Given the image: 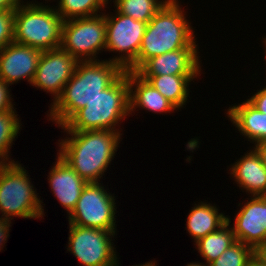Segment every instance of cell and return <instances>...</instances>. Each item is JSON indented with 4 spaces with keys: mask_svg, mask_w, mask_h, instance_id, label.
Returning <instances> with one entry per match:
<instances>
[{
    "mask_svg": "<svg viewBox=\"0 0 266 266\" xmlns=\"http://www.w3.org/2000/svg\"><path fill=\"white\" fill-rule=\"evenodd\" d=\"M124 70L109 60L79 61L61 96L51 103L49 120L63 126L79 109L108 88Z\"/></svg>",
    "mask_w": 266,
    "mask_h": 266,
    "instance_id": "cell-1",
    "label": "cell"
},
{
    "mask_svg": "<svg viewBox=\"0 0 266 266\" xmlns=\"http://www.w3.org/2000/svg\"><path fill=\"white\" fill-rule=\"evenodd\" d=\"M65 132L71 137L61 139L57 154L88 183L100 182L99 179L115 158L122 134L112 130Z\"/></svg>",
    "mask_w": 266,
    "mask_h": 266,
    "instance_id": "cell-2",
    "label": "cell"
},
{
    "mask_svg": "<svg viewBox=\"0 0 266 266\" xmlns=\"http://www.w3.org/2000/svg\"><path fill=\"white\" fill-rule=\"evenodd\" d=\"M178 0H169L148 22L137 57V69L148 59L179 49H199Z\"/></svg>",
    "mask_w": 266,
    "mask_h": 266,
    "instance_id": "cell-3",
    "label": "cell"
},
{
    "mask_svg": "<svg viewBox=\"0 0 266 266\" xmlns=\"http://www.w3.org/2000/svg\"><path fill=\"white\" fill-rule=\"evenodd\" d=\"M128 70L108 88L79 109L63 126L64 131L117 130L116 125L130 114Z\"/></svg>",
    "mask_w": 266,
    "mask_h": 266,
    "instance_id": "cell-4",
    "label": "cell"
},
{
    "mask_svg": "<svg viewBox=\"0 0 266 266\" xmlns=\"http://www.w3.org/2000/svg\"><path fill=\"white\" fill-rule=\"evenodd\" d=\"M42 4L27 1L14 10V42L48 51L61 46L64 20L54 7Z\"/></svg>",
    "mask_w": 266,
    "mask_h": 266,
    "instance_id": "cell-5",
    "label": "cell"
},
{
    "mask_svg": "<svg viewBox=\"0 0 266 266\" xmlns=\"http://www.w3.org/2000/svg\"><path fill=\"white\" fill-rule=\"evenodd\" d=\"M26 171L18 162L0 164V214L4 219H38L45 214Z\"/></svg>",
    "mask_w": 266,
    "mask_h": 266,
    "instance_id": "cell-6",
    "label": "cell"
},
{
    "mask_svg": "<svg viewBox=\"0 0 266 266\" xmlns=\"http://www.w3.org/2000/svg\"><path fill=\"white\" fill-rule=\"evenodd\" d=\"M60 47L78 61H99L96 54L106 48L105 14L63 21Z\"/></svg>",
    "mask_w": 266,
    "mask_h": 266,
    "instance_id": "cell-7",
    "label": "cell"
},
{
    "mask_svg": "<svg viewBox=\"0 0 266 266\" xmlns=\"http://www.w3.org/2000/svg\"><path fill=\"white\" fill-rule=\"evenodd\" d=\"M114 16L106 14V48L104 51L119 52L109 61L117 63L124 71L137 70V57L148 23L115 11ZM123 53V54H122Z\"/></svg>",
    "mask_w": 266,
    "mask_h": 266,
    "instance_id": "cell-8",
    "label": "cell"
},
{
    "mask_svg": "<svg viewBox=\"0 0 266 266\" xmlns=\"http://www.w3.org/2000/svg\"><path fill=\"white\" fill-rule=\"evenodd\" d=\"M104 188L100 182L86 184L68 216L69 224L116 232L115 196Z\"/></svg>",
    "mask_w": 266,
    "mask_h": 266,
    "instance_id": "cell-9",
    "label": "cell"
},
{
    "mask_svg": "<svg viewBox=\"0 0 266 266\" xmlns=\"http://www.w3.org/2000/svg\"><path fill=\"white\" fill-rule=\"evenodd\" d=\"M116 232L69 224L67 250L83 266H114L118 261L112 237Z\"/></svg>",
    "mask_w": 266,
    "mask_h": 266,
    "instance_id": "cell-10",
    "label": "cell"
},
{
    "mask_svg": "<svg viewBox=\"0 0 266 266\" xmlns=\"http://www.w3.org/2000/svg\"><path fill=\"white\" fill-rule=\"evenodd\" d=\"M79 61L61 47L42 51L38 67L30 85L40 88L54 97L61 96L67 81L73 76Z\"/></svg>",
    "mask_w": 266,
    "mask_h": 266,
    "instance_id": "cell-11",
    "label": "cell"
},
{
    "mask_svg": "<svg viewBox=\"0 0 266 266\" xmlns=\"http://www.w3.org/2000/svg\"><path fill=\"white\" fill-rule=\"evenodd\" d=\"M42 51L11 42L0 51V79L14 84L21 79L32 83Z\"/></svg>",
    "mask_w": 266,
    "mask_h": 266,
    "instance_id": "cell-12",
    "label": "cell"
},
{
    "mask_svg": "<svg viewBox=\"0 0 266 266\" xmlns=\"http://www.w3.org/2000/svg\"><path fill=\"white\" fill-rule=\"evenodd\" d=\"M232 227L236 241L254 250L266 241V202L261 196H252L241 206Z\"/></svg>",
    "mask_w": 266,
    "mask_h": 266,
    "instance_id": "cell-13",
    "label": "cell"
},
{
    "mask_svg": "<svg viewBox=\"0 0 266 266\" xmlns=\"http://www.w3.org/2000/svg\"><path fill=\"white\" fill-rule=\"evenodd\" d=\"M198 49H179L146 60L135 72L139 76L201 75Z\"/></svg>",
    "mask_w": 266,
    "mask_h": 266,
    "instance_id": "cell-14",
    "label": "cell"
},
{
    "mask_svg": "<svg viewBox=\"0 0 266 266\" xmlns=\"http://www.w3.org/2000/svg\"><path fill=\"white\" fill-rule=\"evenodd\" d=\"M56 160L49 172V186L53 195L70 215L88 182L80 177L58 154Z\"/></svg>",
    "mask_w": 266,
    "mask_h": 266,
    "instance_id": "cell-15",
    "label": "cell"
},
{
    "mask_svg": "<svg viewBox=\"0 0 266 266\" xmlns=\"http://www.w3.org/2000/svg\"><path fill=\"white\" fill-rule=\"evenodd\" d=\"M128 82L130 114L136 110L135 108L152 111V113H170L177 110L152 84L135 71H128Z\"/></svg>",
    "mask_w": 266,
    "mask_h": 266,
    "instance_id": "cell-16",
    "label": "cell"
},
{
    "mask_svg": "<svg viewBox=\"0 0 266 266\" xmlns=\"http://www.w3.org/2000/svg\"><path fill=\"white\" fill-rule=\"evenodd\" d=\"M229 170L239 188L252 196H261L266 190V167L254 149L238 159Z\"/></svg>",
    "mask_w": 266,
    "mask_h": 266,
    "instance_id": "cell-17",
    "label": "cell"
},
{
    "mask_svg": "<svg viewBox=\"0 0 266 266\" xmlns=\"http://www.w3.org/2000/svg\"><path fill=\"white\" fill-rule=\"evenodd\" d=\"M227 115L248 141L255 142L253 144L266 141V113L258 111L247 100L229 107Z\"/></svg>",
    "mask_w": 266,
    "mask_h": 266,
    "instance_id": "cell-18",
    "label": "cell"
},
{
    "mask_svg": "<svg viewBox=\"0 0 266 266\" xmlns=\"http://www.w3.org/2000/svg\"><path fill=\"white\" fill-rule=\"evenodd\" d=\"M223 213H218V208L210 203H195L187 216L186 229L197 242L200 238L218 230L227 222Z\"/></svg>",
    "mask_w": 266,
    "mask_h": 266,
    "instance_id": "cell-19",
    "label": "cell"
},
{
    "mask_svg": "<svg viewBox=\"0 0 266 266\" xmlns=\"http://www.w3.org/2000/svg\"><path fill=\"white\" fill-rule=\"evenodd\" d=\"M154 86L177 109L186 105L190 82L198 75H154L141 76Z\"/></svg>",
    "mask_w": 266,
    "mask_h": 266,
    "instance_id": "cell-20",
    "label": "cell"
},
{
    "mask_svg": "<svg viewBox=\"0 0 266 266\" xmlns=\"http://www.w3.org/2000/svg\"><path fill=\"white\" fill-rule=\"evenodd\" d=\"M230 223L231 219L227 217V222L218 230L195 242V247L201 257L206 260V265L217 259L224 251L227 250V248L236 242Z\"/></svg>",
    "mask_w": 266,
    "mask_h": 266,
    "instance_id": "cell-21",
    "label": "cell"
},
{
    "mask_svg": "<svg viewBox=\"0 0 266 266\" xmlns=\"http://www.w3.org/2000/svg\"><path fill=\"white\" fill-rule=\"evenodd\" d=\"M168 1L169 0H113L116 11L134 20L145 23H148Z\"/></svg>",
    "mask_w": 266,
    "mask_h": 266,
    "instance_id": "cell-22",
    "label": "cell"
},
{
    "mask_svg": "<svg viewBox=\"0 0 266 266\" xmlns=\"http://www.w3.org/2000/svg\"><path fill=\"white\" fill-rule=\"evenodd\" d=\"M109 0H60L56 12L66 21L75 18L91 17L106 6ZM99 11V12H98Z\"/></svg>",
    "mask_w": 266,
    "mask_h": 266,
    "instance_id": "cell-23",
    "label": "cell"
},
{
    "mask_svg": "<svg viewBox=\"0 0 266 266\" xmlns=\"http://www.w3.org/2000/svg\"><path fill=\"white\" fill-rule=\"evenodd\" d=\"M17 116L16 111L0 112V164L15 162L8 153L22 125Z\"/></svg>",
    "mask_w": 266,
    "mask_h": 266,
    "instance_id": "cell-24",
    "label": "cell"
},
{
    "mask_svg": "<svg viewBox=\"0 0 266 266\" xmlns=\"http://www.w3.org/2000/svg\"><path fill=\"white\" fill-rule=\"evenodd\" d=\"M254 256V249L240 241L227 248L207 266H246Z\"/></svg>",
    "mask_w": 266,
    "mask_h": 266,
    "instance_id": "cell-25",
    "label": "cell"
},
{
    "mask_svg": "<svg viewBox=\"0 0 266 266\" xmlns=\"http://www.w3.org/2000/svg\"><path fill=\"white\" fill-rule=\"evenodd\" d=\"M14 10L0 11V51L14 41Z\"/></svg>",
    "mask_w": 266,
    "mask_h": 266,
    "instance_id": "cell-26",
    "label": "cell"
},
{
    "mask_svg": "<svg viewBox=\"0 0 266 266\" xmlns=\"http://www.w3.org/2000/svg\"><path fill=\"white\" fill-rule=\"evenodd\" d=\"M9 84L0 79V112L3 111H15V104L12 103V98L10 97V89H8Z\"/></svg>",
    "mask_w": 266,
    "mask_h": 266,
    "instance_id": "cell-27",
    "label": "cell"
},
{
    "mask_svg": "<svg viewBox=\"0 0 266 266\" xmlns=\"http://www.w3.org/2000/svg\"><path fill=\"white\" fill-rule=\"evenodd\" d=\"M247 101L258 111L266 113V87L258 90L251 98L247 99Z\"/></svg>",
    "mask_w": 266,
    "mask_h": 266,
    "instance_id": "cell-28",
    "label": "cell"
},
{
    "mask_svg": "<svg viewBox=\"0 0 266 266\" xmlns=\"http://www.w3.org/2000/svg\"><path fill=\"white\" fill-rule=\"evenodd\" d=\"M10 224L11 220L4 219L0 216V251L3 249V245L6 243L5 241H7V238L9 237Z\"/></svg>",
    "mask_w": 266,
    "mask_h": 266,
    "instance_id": "cell-29",
    "label": "cell"
},
{
    "mask_svg": "<svg viewBox=\"0 0 266 266\" xmlns=\"http://www.w3.org/2000/svg\"><path fill=\"white\" fill-rule=\"evenodd\" d=\"M21 3V0H0V11L15 10Z\"/></svg>",
    "mask_w": 266,
    "mask_h": 266,
    "instance_id": "cell-30",
    "label": "cell"
},
{
    "mask_svg": "<svg viewBox=\"0 0 266 266\" xmlns=\"http://www.w3.org/2000/svg\"><path fill=\"white\" fill-rule=\"evenodd\" d=\"M254 146H255L254 150L259 155L262 163L266 167V141L265 142H261V143H257Z\"/></svg>",
    "mask_w": 266,
    "mask_h": 266,
    "instance_id": "cell-31",
    "label": "cell"
},
{
    "mask_svg": "<svg viewBox=\"0 0 266 266\" xmlns=\"http://www.w3.org/2000/svg\"><path fill=\"white\" fill-rule=\"evenodd\" d=\"M254 256H256L263 264L266 265V241L260 244L254 250Z\"/></svg>",
    "mask_w": 266,
    "mask_h": 266,
    "instance_id": "cell-32",
    "label": "cell"
},
{
    "mask_svg": "<svg viewBox=\"0 0 266 266\" xmlns=\"http://www.w3.org/2000/svg\"><path fill=\"white\" fill-rule=\"evenodd\" d=\"M246 266H266L263 264L256 256H253V258L248 262Z\"/></svg>",
    "mask_w": 266,
    "mask_h": 266,
    "instance_id": "cell-33",
    "label": "cell"
},
{
    "mask_svg": "<svg viewBox=\"0 0 266 266\" xmlns=\"http://www.w3.org/2000/svg\"><path fill=\"white\" fill-rule=\"evenodd\" d=\"M155 263H157L156 261H150V262H147V263H144V264H139V265H134V266H155ZM114 266H119V263L118 261L116 262V264Z\"/></svg>",
    "mask_w": 266,
    "mask_h": 266,
    "instance_id": "cell-34",
    "label": "cell"
},
{
    "mask_svg": "<svg viewBox=\"0 0 266 266\" xmlns=\"http://www.w3.org/2000/svg\"><path fill=\"white\" fill-rule=\"evenodd\" d=\"M186 266H207L206 264H203V263H200V262H192V263H189L187 264Z\"/></svg>",
    "mask_w": 266,
    "mask_h": 266,
    "instance_id": "cell-35",
    "label": "cell"
},
{
    "mask_svg": "<svg viewBox=\"0 0 266 266\" xmlns=\"http://www.w3.org/2000/svg\"><path fill=\"white\" fill-rule=\"evenodd\" d=\"M261 197L264 199V201L266 202V190L264 191V193L261 195Z\"/></svg>",
    "mask_w": 266,
    "mask_h": 266,
    "instance_id": "cell-36",
    "label": "cell"
},
{
    "mask_svg": "<svg viewBox=\"0 0 266 266\" xmlns=\"http://www.w3.org/2000/svg\"><path fill=\"white\" fill-rule=\"evenodd\" d=\"M262 39H264V41H263V43H264V45H265V49L264 50H266V37L265 38H262ZM265 53H266V51H265ZM266 55V54H265ZM266 60V59H265ZM266 87V86H265Z\"/></svg>",
    "mask_w": 266,
    "mask_h": 266,
    "instance_id": "cell-37",
    "label": "cell"
}]
</instances>
